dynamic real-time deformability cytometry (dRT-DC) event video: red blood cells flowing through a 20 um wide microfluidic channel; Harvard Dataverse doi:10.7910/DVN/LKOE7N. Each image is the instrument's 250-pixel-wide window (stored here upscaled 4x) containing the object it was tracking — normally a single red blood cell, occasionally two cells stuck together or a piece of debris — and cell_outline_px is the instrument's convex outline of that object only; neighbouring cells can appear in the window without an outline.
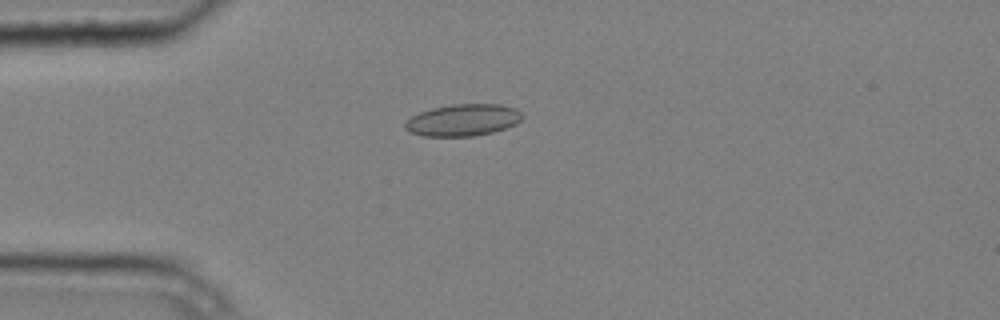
{"species": "common noctule bat (a hibernating species)", "species_latin": "Nyctalus noctula", "temperature_condition": "cold", "stored_images_in_passage": 5, "camera_frame_rate_fps": 3000, "um_per_image_px": 0.085, "animal": {"sex": "male", "body_mass_g": 20.4}, "frame": {"image": 1, "passage_image": 3, "time_ms": 0.667, "image_size_px": [1000, 320], "cell_outline_px": [[524, 116], [516, 124], [492, 132], [472, 136], [424, 136], [408, 132], [404, 128], [404, 124], [412, 116], [420, 112], [432, 108], [452, 104], [500, 104], [516, 108]], "centroid_in_image_um": [39.35, 10.2], "position_along_channel_um": 45.7, "area_um2": 21.73}}
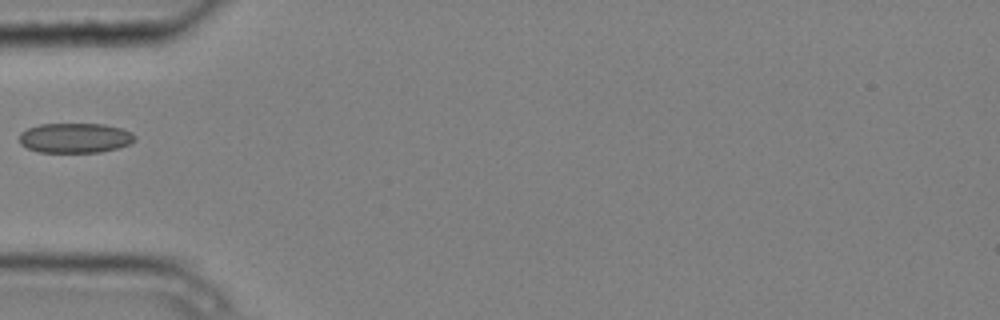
{"frame": {"image": 2, "passage_image": 4, "time_ms": 1.0, "image_size_px": [1000, 320], "cell_outline_px": [[136, 140], [120, 148], [100, 152], [40, 152], [28, 148], [20, 144], [20, 132], [28, 128], [40, 124], [104, 124], [120, 128], [132, 132], [136, 136]], "centroid_in_image_um": [6.4, 11.72], "position_along_channel_um": 78.6, "area_um2": 20.17}}
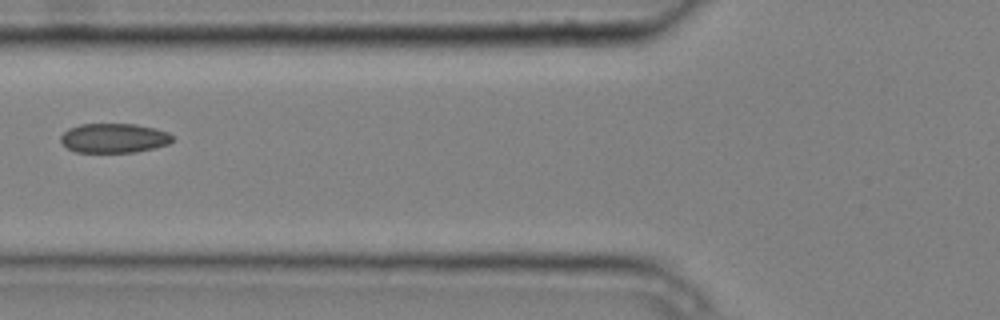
{"frame": {"image": 3, "passage_image": 5, "time_ms": 1.333, "image_size_px": [1000, 320], "cell_outline_px": [[176, 140], [168, 144], [152, 148], [132, 152], [76, 152], [68, 148], [60, 140], [60, 136], [68, 128], [80, 124], [136, 124], [156, 128], [168, 132]], "centroid_in_image_um": [9.7, 11.73], "position_along_channel_um": 116.1, "area_um2": 19.19}}